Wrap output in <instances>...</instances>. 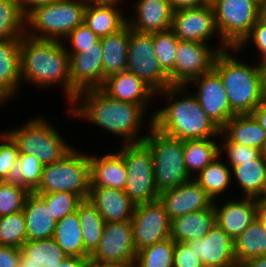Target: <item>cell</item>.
<instances>
[{
	"label": "cell",
	"mask_w": 266,
	"mask_h": 267,
	"mask_svg": "<svg viewBox=\"0 0 266 267\" xmlns=\"http://www.w3.org/2000/svg\"><path fill=\"white\" fill-rule=\"evenodd\" d=\"M68 107L65 110L70 117L89 121L109 135L111 133L112 137L118 136L121 144L142 142L153 125V117L150 116L147 134L141 132L145 129L147 111L141 105L114 99L101 88L79 92Z\"/></svg>",
	"instance_id": "obj_1"
},
{
	"label": "cell",
	"mask_w": 266,
	"mask_h": 267,
	"mask_svg": "<svg viewBox=\"0 0 266 267\" xmlns=\"http://www.w3.org/2000/svg\"><path fill=\"white\" fill-rule=\"evenodd\" d=\"M156 96H162L168 103L148 113L156 129L183 141L219 138L220 128L210 120L187 86L172 85Z\"/></svg>",
	"instance_id": "obj_2"
},
{
	"label": "cell",
	"mask_w": 266,
	"mask_h": 267,
	"mask_svg": "<svg viewBox=\"0 0 266 267\" xmlns=\"http://www.w3.org/2000/svg\"><path fill=\"white\" fill-rule=\"evenodd\" d=\"M21 83L36 89L60 87L63 97L71 104L69 54L62 41L36 39L24 35L20 45ZM24 82V83H23Z\"/></svg>",
	"instance_id": "obj_3"
},
{
	"label": "cell",
	"mask_w": 266,
	"mask_h": 267,
	"mask_svg": "<svg viewBox=\"0 0 266 267\" xmlns=\"http://www.w3.org/2000/svg\"><path fill=\"white\" fill-rule=\"evenodd\" d=\"M238 54L241 53L236 47L220 52L213 70L222 80L231 110L235 114H251L262 101L261 69L257 62L243 63Z\"/></svg>",
	"instance_id": "obj_4"
},
{
	"label": "cell",
	"mask_w": 266,
	"mask_h": 267,
	"mask_svg": "<svg viewBox=\"0 0 266 267\" xmlns=\"http://www.w3.org/2000/svg\"><path fill=\"white\" fill-rule=\"evenodd\" d=\"M4 131L16 143L19 153L36 157L42 165L61 160L74 148L57 127L49 123L46 115L36 116L22 126Z\"/></svg>",
	"instance_id": "obj_5"
},
{
	"label": "cell",
	"mask_w": 266,
	"mask_h": 267,
	"mask_svg": "<svg viewBox=\"0 0 266 267\" xmlns=\"http://www.w3.org/2000/svg\"><path fill=\"white\" fill-rule=\"evenodd\" d=\"M88 0H57L35 8L25 17V35L36 39L62 41L84 23Z\"/></svg>",
	"instance_id": "obj_6"
},
{
	"label": "cell",
	"mask_w": 266,
	"mask_h": 267,
	"mask_svg": "<svg viewBox=\"0 0 266 267\" xmlns=\"http://www.w3.org/2000/svg\"><path fill=\"white\" fill-rule=\"evenodd\" d=\"M153 158L154 182L158 193L192 179L184 161V141L170 137L153 125L142 141Z\"/></svg>",
	"instance_id": "obj_7"
},
{
	"label": "cell",
	"mask_w": 266,
	"mask_h": 267,
	"mask_svg": "<svg viewBox=\"0 0 266 267\" xmlns=\"http://www.w3.org/2000/svg\"><path fill=\"white\" fill-rule=\"evenodd\" d=\"M75 147L61 160L43 165L40 184L34 193L70 192L81 200L88 198L90 190L89 153Z\"/></svg>",
	"instance_id": "obj_8"
},
{
	"label": "cell",
	"mask_w": 266,
	"mask_h": 267,
	"mask_svg": "<svg viewBox=\"0 0 266 267\" xmlns=\"http://www.w3.org/2000/svg\"><path fill=\"white\" fill-rule=\"evenodd\" d=\"M119 146L116 151L122 156L127 172L125 193L136 206L158 200L149 148L143 142Z\"/></svg>",
	"instance_id": "obj_9"
},
{
	"label": "cell",
	"mask_w": 266,
	"mask_h": 267,
	"mask_svg": "<svg viewBox=\"0 0 266 267\" xmlns=\"http://www.w3.org/2000/svg\"><path fill=\"white\" fill-rule=\"evenodd\" d=\"M220 44L237 47L261 17L257 0H210Z\"/></svg>",
	"instance_id": "obj_10"
},
{
	"label": "cell",
	"mask_w": 266,
	"mask_h": 267,
	"mask_svg": "<svg viewBox=\"0 0 266 267\" xmlns=\"http://www.w3.org/2000/svg\"><path fill=\"white\" fill-rule=\"evenodd\" d=\"M126 70L140 78L156 94L172 86L169 75L155 55L153 33H140L129 27Z\"/></svg>",
	"instance_id": "obj_11"
},
{
	"label": "cell",
	"mask_w": 266,
	"mask_h": 267,
	"mask_svg": "<svg viewBox=\"0 0 266 267\" xmlns=\"http://www.w3.org/2000/svg\"><path fill=\"white\" fill-rule=\"evenodd\" d=\"M178 40L174 61V70L169 74L171 85L186 86L191 80L214 69L217 55L229 49L227 44Z\"/></svg>",
	"instance_id": "obj_12"
},
{
	"label": "cell",
	"mask_w": 266,
	"mask_h": 267,
	"mask_svg": "<svg viewBox=\"0 0 266 267\" xmlns=\"http://www.w3.org/2000/svg\"><path fill=\"white\" fill-rule=\"evenodd\" d=\"M131 221L105 222L98 248L90 256L91 264L135 263Z\"/></svg>",
	"instance_id": "obj_13"
},
{
	"label": "cell",
	"mask_w": 266,
	"mask_h": 267,
	"mask_svg": "<svg viewBox=\"0 0 266 267\" xmlns=\"http://www.w3.org/2000/svg\"><path fill=\"white\" fill-rule=\"evenodd\" d=\"M131 225L133 245L137 252L170 238L171 219L159 200L137 205Z\"/></svg>",
	"instance_id": "obj_14"
},
{
	"label": "cell",
	"mask_w": 266,
	"mask_h": 267,
	"mask_svg": "<svg viewBox=\"0 0 266 267\" xmlns=\"http://www.w3.org/2000/svg\"><path fill=\"white\" fill-rule=\"evenodd\" d=\"M186 86L194 87L192 93L201 108L220 129L236 115L231 110L222 80L214 70L191 80Z\"/></svg>",
	"instance_id": "obj_15"
},
{
	"label": "cell",
	"mask_w": 266,
	"mask_h": 267,
	"mask_svg": "<svg viewBox=\"0 0 266 267\" xmlns=\"http://www.w3.org/2000/svg\"><path fill=\"white\" fill-rule=\"evenodd\" d=\"M171 30L179 40L206 44L219 36L211 4L173 11Z\"/></svg>",
	"instance_id": "obj_16"
},
{
	"label": "cell",
	"mask_w": 266,
	"mask_h": 267,
	"mask_svg": "<svg viewBox=\"0 0 266 267\" xmlns=\"http://www.w3.org/2000/svg\"><path fill=\"white\" fill-rule=\"evenodd\" d=\"M71 79V103L79 92L103 86L102 44L99 39L93 47L81 53H68Z\"/></svg>",
	"instance_id": "obj_17"
},
{
	"label": "cell",
	"mask_w": 266,
	"mask_h": 267,
	"mask_svg": "<svg viewBox=\"0 0 266 267\" xmlns=\"http://www.w3.org/2000/svg\"><path fill=\"white\" fill-rule=\"evenodd\" d=\"M159 202L172 220L175 217L212 208V197L192 178L183 184L159 193Z\"/></svg>",
	"instance_id": "obj_18"
},
{
	"label": "cell",
	"mask_w": 266,
	"mask_h": 267,
	"mask_svg": "<svg viewBox=\"0 0 266 267\" xmlns=\"http://www.w3.org/2000/svg\"><path fill=\"white\" fill-rule=\"evenodd\" d=\"M204 267H239L234 241L217 224L203 237L185 242Z\"/></svg>",
	"instance_id": "obj_19"
},
{
	"label": "cell",
	"mask_w": 266,
	"mask_h": 267,
	"mask_svg": "<svg viewBox=\"0 0 266 267\" xmlns=\"http://www.w3.org/2000/svg\"><path fill=\"white\" fill-rule=\"evenodd\" d=\"M236 199V200H235ZM226 199L220 203L215 200L213 208L216 224L234 241L257 218L258 203L255 198L242 197Z\"/></svg>",
	"instance_id": "obj_20"
},
{
	"label": "cell",
	"mask_w": 266,
	"mask_h": 267,
	"mask_svg": "<svg viewBox=\"0 0 266 267\" xmlns=\"http://www.w3.org/2000/svg\"><path fill=\"white\" fill-rule=\"evenodd\" d=\"M133 14L127 15L128 26L140 33H156L171 29L173 9L169 0H137Z\"/></svg>",
	"instance_id": "obj_21"
},
{
	"label": "cell",
	"mask_w": 266,
	"mask_h": 267,
	"mask_svg": "<svg viewBox=\"0 0 266 267\" xmlns=\"http://www.w3.org/2000/svg\"><path fill=\"white\" fill-rule=\"evenodd\" d=\"M101 89L114 99L141 105L147 112L151 100L157 99L148 85L127 70L106 78Z\"/></svg>",
	"instance_id": "obj_22"
},
{
	"label": "cell",
	"mask_w": 266,
	"mask_h": 267,
	"mask_svg": "<svg viewBox=\"0 0 266 267\" xmlns=\"http://www.w3.org/2000/svg\"><path fill=\"white\" fill-rule=\"evenodd\" d=\"M21 38L0 40V106H6L21 85Z\"/></svg>",
	"instance_id": "obj_23"
},
{
	"label": "cell",
	"mask_w": 266,
	"mask_h": 267,
	"mask_svg": "<svg viewBox=\"0 0 266 267\" xmlns=\"http://www.w3.org/2000/svg\"><path fill=\"white\" fill-rule=\"evenodd\" d=\"M120 2L88 0L84 12V23L99 38L107 37L127 24V14ZM125 14V15H124Z\"/></svg>",
	"instance_id": "obj_24"
},
{
	"label": "cell",
	"mask_w": 266,
	"mask_h": 267,
	"mask_svg": "<svg viewBox=\"0 0 266 267\" xmlns=\"http://www.w3.org/2000/svg\"><path fill=\"white\" fill-rule=\"evenodd\" d=\"M87 200L105 222L131 221L136 207L124 190L106 187H90Z\"/></svg>",
	"instance_id": "obj_25"
},
{
	"label": "cell",
	"mask_w": 266,
	"mask_h": 267,
	"mask_svg": "<svg viewBox=\"0 0 266 267\" xmlns=\"http://www.w3.org/2000/svg\"><path fill=\"white\" fill-rule=\"evenodd\" d=\"M97 155L89 154L90 187H106L124 190L127 172L122 156L115 151Z\"/></svg>",
	"instance_id": "obj_26"
},
{
	"label": "cell",
	"mask_w": 266,
	"mask_h": 267,
	"mask_svg": "<svg viewBox=\"0 0 266 267\" xmlns=\"http://www.w3.org/2000/svg\"><path fill=\"white\" fill-rule=\"evenodd\" d=\"M23 214L27 241L53 238L58 220L38 194L34 192L28 194L23 207Z\"/></svg>",
	"instance_id": "obj_27"
},
{
	"label": "cell",
	"mask_w": 266,
	"mask_h": 267,
	"mask_svg": "<svg viewBox=\"0 0 266 267\" xmlns=\"http://www.w3.org/2000/svg\"><path fill=\"white\" fill-rule=\"evenodd\" d=\"M216 224L214 208L187 213L171 220L170 238L188 242L203 238Z\"/></svg>",
	"instance_id": "obj_28"
},
{
	"label": "cell",
	"mask_w": 266,
	"mask_h": 267,
	"mask_svg": "<svg viewBox=\"0 0 266 267\" xmlns=\"http://www.w3.org/2000/svg\"><path fill=\"white\" fill-rule=\"evenodd\" d=\"M102 44L103 84L105 79L127 69L129 26L100 38Z\"/></svg>",
	"instance_id": "obj_29"
},
{
	"label": "cell",
	"mask_w": 266,
	"mask_h": 267,
	"mask_svg": "<svg viewBox=\"0 0 266 267\" xmlns=\"http://www.w3.org/2000/svg\"><path fill=\"white\" fill-rule=\"evenodd\" d=\"M220 132L232 143L261 149L266 131L252 114H236L220 129Z\"/></svg>",
	"instance_id": "obj_30"
},
{
	"label": "cell",
	"mask_w": 266,
	"mask_h": 267,
	"mask_svg": "<svg viewBox=\"0 0 266 267\" xmlns=\"http://www.w3.org/2000/svg\"><path fill=\"white\" fill-rule=\"evenodd\" d=\"M232 182L241 190V197L257 198L266 181V159L261 155L253 161L230 167Z\"/></svg>",
	"instance_id": "obj_31"
},
{
	"label": "cell",
	"mask_w": 266,
	"mask_h": 267,
	"mask_svg": "<svg viewBox=\"0 0 266 267\" xmlns=\"http://www.w3.org/2000/svg\"><path fill=\"white\" fill-rule=\"evenodd\" d=\"M222 158V159H221ZM224 160V161H223ZM211 197L218 200L225 197L232 182L231 168L226 164L223 156L219 155L193 178ZM221 197V198H220Z\"/></svg>",
	"instance_id": "obj_32"
},
{
	"label": "cell",
	"mask_w": 266,
	"mask_h": 267,
	"mask_svg": "<svg viewBox=\"0 0 266 267\" xmlns=\"http://www.w3.org/2000/svg\"><path fill=\"white\" fill-rule=\"evenodd\" d=\"M68 256L53 239L30 240L21 246L20 264L57 267Z\"/></svg>",
	"instance_id": "obj_33"
},
{
	"label": "cell",
	"mask_w": 266,
	"mask_h": 267,
	"mask_svg": "<svg viewBox=\"0 0 266 267\" xmlns=\"http://www.w3.org/2000/svg\"><path fill=\"white\" fill-rule=\"evenodd\" d=\"M53 239L68 257H85V248L78 212L59 219Z\"/></svg>",
	"instance_id": "obj_34"
},
{
	"label": "cell",
	"mask_w": 266,
	"mask_h": 267,
	"mask_svg": "<svg viewBox=\"0 0 266 267\" xmlns=\"http://www.w3.org/2000/svg\"><path fill=\"white\" fill-rule=\"evenodd\" d=\"M217 139L184 140V161L192 178L220 155Z\"/></svg>",
	"instance_id": "obj_35"
},
{
	"label": "cell",
	"mask_w": 266,
	"mask_h": 267,
	"mask_svg": "<svg viewBox=\"0 0 266 267\" xmlns=\"http://www.w3.org/2000/svg\"><path fill=\"white\" fill-rule=\"evenodd\" d=\"M83 236L85 257H90L98 248L105 221L89 200H82L77 210Z\"/></svg>",
	"instance_id": "obj_36"
},
{
	"label": "cell",
	"mask_w": 266,
	"mask_h": 267,
	"mask_svg": "<svg viewBox=\"0 0 266 267\" xmlns=\"http://www.w3.org/2000/svg\"><path fill=\"white\" fill-rule=\"evenodd\" d=\"M234 252L239 267L251 258L266 255V232L258 218L234 240Z\"/></svg>",
	"instance_id": "obj_37"
},
{
	"label": "cell",
	"mask_w": 266,
	"mask_h": 267,
	"mask_svg": "<svg viewBox=\"0 0 266 267\" xmlns=\"http://www.w3.org/2000/svg\"><path fill=\"white\" fill-rule=\"evenodd\" d=\"M42 169L43 165L36 157L19 153L18 162L14 164L3 181L33 192L40 184Z\"/></svg>",
	"instance_id": "obj_38"
},
{
	"label": "cell",
	"mask_w": 266,
	"mask_h": 267,
	"mask_svg": "<svg viewBox=\"0 0 266 267\" xmlns=\"http://www.w3.org/2000/svg\"><path fill=\"white\" fill-rule=\"evenodd\" d=\"M175 241L171 238L156 242L137 252L135 267H173Z\"/></svg>",
	"instance_id": "obj_39"
},
{
	"label": "cell",
	"mask_w": 266,
	"mask_h": 267,
	"mask_svg": "<svg viewBox=\"0 0 266 267\" xmlns=\"http://www.w3.org/2000/svg\"><path fill=\"white\" fill-rule=\"evenodd\" d=\"M25 35V16L16 0H0V40L22 38Z\"/></svg>",
	"instance_id": "obj_40"
},
{
	"label": "cell",
	"mask_w": 266,
	"mask_h": 267,
	"mask_svg": "<svg viewBox=\"0 0 266 267\" xmlns=\"http://www.w3.org/2000/svg\"><path fill=\"white\" fill-rule=\"evenodd\" d=\"M26 241L23 210L0 217V246L21 248Z\"/></svg>",
	"instance_id": "obj_41"
},
{
	"label": "cell",
	"mask_w": 266,
	"mask_h": 267,
	"mask_svg": "<svg viewBox=\"0 0 266 267\" xmlns=\"http://www.w3.org/2000/svg\"><path fill=\"white\" fill-rule=\"evenodd\" d=\"M178 40L171 29L153 33L155 55L168 75L174 70Z\"/></svg>",
	"instance_id": "obj_42"
},
{
	"label": "cell",
	"mask_w": 266,
	"mask_h": 267,
	"mask_svg": "<svg viewBox=\"0 0 266 267\" xmlns=\"http://www.w3.org/2000/svg\"><path fill=\"white\" fill-rule=\"evenodd\" d=\"M219 138L221 140L219 141L221 142L219 144L220 155L224 156L225 154L226 157L224 159L226 158L225 162L229 167L238 166L242 162L256 160L261 156L259 149L232 143L221 132Z\"/></svg>",
	"instance_id": "obj_43"
},
{
	"label": "cell",
	"mask_w": 266,
	"mask_h": 267,
	"mask_svg": "<svg viewBox=\"0 0 266 267\" xmlns=\"http://www.w3.org/2000/svg\"><path fill=\"white\" fill-rule=\"evenodd\" d=\"M30 192L5 181H0V217L23 210Z\"/></svg>",
	"instance_id": "obj_44"
},
{
	"label": "cell",
	"mask_w": 266,
	"mask_h": 267,
	"mask_svg": "<svg viewBox=\"0 0 266 267\" xmlns=\"http://www.w3.org/2000/svg\"><path fill=\"white\" fill-rule=\"evenodd\" d=\"M50 207L52 214L57 220L74 213L82 201L76 194L70 192L36 193Z\"/></svg>",
	"instance_id": "obj_45"
},
{
	"label": "cell",
	"mask_w": 266,
	"mask_h": 267,
	"mask_svg": "<svg viewBox=\"0 0 266 267\" xmlns=\"http://www.w3.org/2000/svg\"><path fill=\"white\" fill-rule=\"evenodd\" d=\"M99 39L100 38L83 23L74 28L62 42L67 53H81L84 52L86 48L93 47V44ZM67 42L70 44L68 45Z\"/></svg>",
	"instance_id": "obj_46"
},
{
	"label": "cell",
	"mask_w": 266,
	"mask_h": 267,
	"mask_svg": "<svg viewBox=\"0 0 266 267\" xmlns=\"http://www.w3.org/2000/svg\"><path fill=\"white\" fill-rule=\"evenodd\" d=\"M19 151L16 143L3 130H0V181H3L15 163L18 162Z\"/></svg>",
	"instance_id": "obj_47"
},
{
	"label": "cell",
	"mask_w": 266,
	"mask_h": 267,
	"mask_svg": "<svg viewBox=\"0 0 266 267\" xmlns=\"http://www.w3.org/2000/svg\"><path fill=\"white\" fill-rule=\"evenodd\" d=\"M253 45L257 48V55L259 53V61L266 55V19L262 16L252 27L250 33L241 41V43L236 47L241 53L246 50V46ZM245 48V49H244ZM243 49V50H242Z\"/></svg>",
	"instance_id": "obj_48"
},
{
	"label": "cell",
	"mask_w": 266,
	"mask_h": 267,
	"mask_svg": "<svg viewBox=\"0 0 266 267\" xmlns=\"http://www.w3.org/2000/svg\"><path fill=\"white\" fill-rule=\"evenodd\" d=\"M173 267H204V265L185 242H175Z\"/></svg>",
	"instance_id": "obj_49"
},
{
	"label": "cell",
	"mask_w": 266,
	"mask_h": 267,
	"mask_svg": "<svg viewBox=\"0 0 266 267\" xmlns=\"http://www.w3.org/2000/svg\"><path fill=\"white\" fill-rule=\"evenodd\" d=\"M21 248L0 246V267H19Z\"/></svg>",
	"instance_id": "obj_50"
},
{
	"label": "cell",
	"mask_w": 266,
	"mask_h": 267,
	"mask_svg": "<svg viewBox=\"0 0 266 267\" xmlns=\"http://www.w3.org/2000/svg\"><path fill=\"white\" fill-rule=\"evenodd\" d=\"M57 0H16L21 12L26 17L35 8L50 4Z\"/></svg>",
	"instance_id": "obj_51"
},
{
	"label": "cell",
	"mask_w": 266,
	"mask_h": 267,
	"mask_svg": "<svg viewBox=\"0 0 266 267\" xmlns=\"http://www.w3.org/2000/svg\"><path fill=\"white\" fill-rule=\"evenodd\" d=\"M173 11L209 5L210 0H169Z\"/></svg>",
	"instance_id": "obj_52"
},
{
	"label": "cell",
	"mask_w": 266,
	"mask_h": 267,
	"mask_svg": "<svg viewBox=\"0 0 266 267\" xmlns=\"http://www.w3.org/2000/svg\"><path fill=\"white\" fill-rule=\"evenodd\" d=\"M57 267H91L90 257H67Z\"/></svg>",
	"instance_id": "obj_53"
},
{
	"label": "cell",
	"mask_w": 266,
	"mask_h": 267,
	"mask_svg": "<svg viewBox=\"0 0 266 267\" xmlns=\"http://www.w3.org/2000/svg\"><path fill=\"white\" fill-rule=\"evenodd\" d=\"M254 118L258 121L260 126L266 131V102L261 103L251 113Z\"/></svg>",
	"instance_id": "obj_54"
},
{
	"label": "cell",
	"mask_w": 266,
	"mask_h": 267,
	"mask_svg": "<svg viewBox=\"0 0 266 267\" xmlns=\"http://www.w3.org/2000/svg\"><path fill=\"white\" fill-rule=\"evenodd\" d=\"M241 267H266V255L251 258Z\"/></svg>",
	"instance_id": "obj_55"
},
{
	"label": "cell",
	"mask_w": 266,
	"mask_h": 267,
	"mask_svg": "<svg viewBox=\"0 0 266 267\" xmlns=\"http://www.w3.org/2000/svg\"><path fill=\"white\" fill-rule=\"evenodd\" d=\"M257 218L266 232V205H259L257 209Z\"/></svg>",
	"instance_id": "obj_56"
},
{
	"label": "cell",
	"mask_w": 266,
	"mask_h": 267,
	"mask_svg": "<svg viewBox=\"0 0 266 267\" xmlns=\"http://www.w3.org/2000/svg\"><path fill=\"white\" fill-rule=\"evenodd\" d=\"M261 69L262 101L266 102V68Z\"/></svg>",
	"instance_id": "obj_57"
},
{
	"label": "cell",
	"mask_w": 266,
	"mask_h": 267,
	"mask_svg": "<svg viewBox=\"0 0 266 267\" xmlns=\"http://www.w3.org/2000/svg\"><path fill=\"white\" fill-rule=\"evenodd\" d=\"M91 267H135L134 263L123 264H91Z\"/></svg>",
	"instance_id": "obj_58"
},
{
	"label": "cell",
	"mask_w": 266,
	"mask_h": 267,
	"mask_svg": "<svg viewBox=\"0 0 266 267\" xmlns=\"http://www.w3.org/2000/svg\"><path fill=\"white\" fill-rule=\"evenodd\" d=\"M258 205H266V181L264 183L261 193L256 198Z\"/></svg>",
	"instance_id": "obj_59"
},
{
	"label": "cell",
	"mask_w": 266,
	"mask_h": 267,
	"mask_svg": "<svg viewBox=\"0 0 266 267\" xmlns=\"http://www.w3.org/2000/svg\"><path fill=\"white\" fill-rule=\"evenodd\" d=\"M261 16L266 19V0L261 4Z\"/></svg>",
	"instance_id": "obj_60"
},
{
	"label": "cell",
	"mask_w": 266,
	"mask_h": 267,
	"mask_svg": "<svg viewBox=\"0 0 266 267\" xmlns=\"http://www.w3.org/2000/svg\"><path fill=\"white\" fill-rule=\"evenodd\" d=\"M257 62L260 68H266V55L260 61Z\"/></svg>",
	"instance_id": "obj_61"
},
{
	"label": "cell",
	"mask_w": 266,
	"mask_h": 267,
	"mask_svg": "<svg viewBox=\"0 0 266 267\" xmlns=\"http://www.w3.org/2000/svg\"><path fill=\"white\" fill-rule=\"evenodd\" d=\"M261 155L266 159V139L260 149Z\"/></svg>",
	"instance_id": "obj_62"
},
{
	"label": "cell",
	"mask_w": 266,
	"mask_h": 267,
	"mask_svg": "<svg viewBox=\"0 0 266 267\" xmlns=\"http://www.w3.org/2000/svg\"><path fill=\"white\" fill-rule=\"evenodd\" d=\"M19 267H41V266L34 265V264H20Z\"/></svg>",
	"instance_id": "obj_63"
},
{
	"label": "cell",
	"mask_w": 266,
	"mask_h": 267,
	"mask_svg": "<svg viewBox=\"0 0 266 267\" xmlns=\"http://www.w3.org/2000/svg\"><path fill=\"white\" fill-rule=\"evenodd\" d=\"M93 1H115V2L122 3L123 0H93Z\"/></svg>",
	"instance_id": "obj_64"
},
{
	"label": "cell",
	"mask_w": 266,
	"mask_h": 267,
	"mask_svg": "<svg viewBox=\"0 0 266 267\" xmlns=\"http://www.w3.org/2000/svg\"><path fill=\"white\" fill-rule=\"evenodd\" d=\"M258 2H260L261 4L265 1V0H257Z\"/></svg>",
	"instance_id": "obj_65"
}]
</instances>
